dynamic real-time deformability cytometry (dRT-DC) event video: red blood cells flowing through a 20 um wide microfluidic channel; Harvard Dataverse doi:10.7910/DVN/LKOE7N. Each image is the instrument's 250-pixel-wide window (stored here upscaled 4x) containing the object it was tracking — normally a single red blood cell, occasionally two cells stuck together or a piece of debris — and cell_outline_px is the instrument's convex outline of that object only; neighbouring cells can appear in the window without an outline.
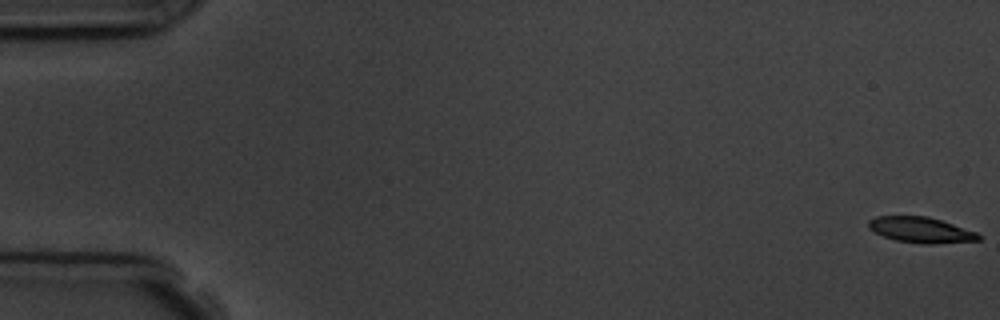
{"species": "common noctule bat (a hibernating species)", "species_latin": "Nyctalus noctula", "temperature_condition": "room temperature", "stored_images_in_passage": 11, "camera_frame_rate_fps": 3000, "um_per_image_px": 0.085, "animal": {"sex": "male", "body_mass_g": 19.5, "forearm_length_mm": 54.6}, "frame": {"image": 1, "passage_image": 1, "time_ms": 0.0, "image_size_px": [1000, 320], "cell_outline_px": [[980, 240], [928, 244], [920, 244], [896, 240], [884, 236], [868, 228], [868, 220], [876, 216], [928, 216], [976, 232], [980, 236]], "centroid_in_image_um": [78.24, 19.54], "position_along_channel_um": 6.8, "area_um2": 16.24}}
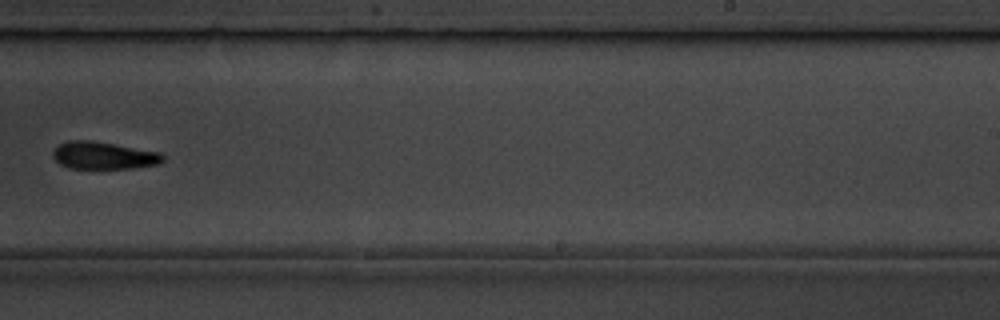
{"frame": {"image": 2, "passage_image": 10, "time_ms": 11.333, "image_size_px": [1000, 320], "cell_outline_px": [[164, 160], [160, 164], [136, 168], [68, 168], [60, 164], [52, 156], [52, 152], [60, 144], [68, 140], [92, 140], [160, 152], [164, 156]], "centroid_in_image_um": [8.82, 13.22], "position_along_channel_um": 280.2, "area_um2": 17.63}}
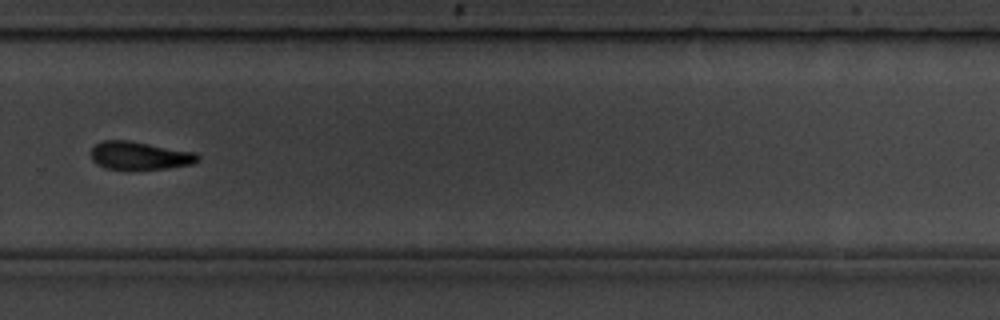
{"frame": {"image": 3, "passage_image": 11, "time_ms": 12.333, "image_size_px": [1000, 320], "cell_outline_px": [[200, 160], [192, 164], [168, 168], [132, 172], [104, 168], [96, 164], [92, 160], [92, 148], [100, 140], [128, 140], [196, 152], [200, 156]], "centroid_in_image_um": [11.87, 13.27], "position_along_channel_um": 317.9, "area_um2": 18.21}}